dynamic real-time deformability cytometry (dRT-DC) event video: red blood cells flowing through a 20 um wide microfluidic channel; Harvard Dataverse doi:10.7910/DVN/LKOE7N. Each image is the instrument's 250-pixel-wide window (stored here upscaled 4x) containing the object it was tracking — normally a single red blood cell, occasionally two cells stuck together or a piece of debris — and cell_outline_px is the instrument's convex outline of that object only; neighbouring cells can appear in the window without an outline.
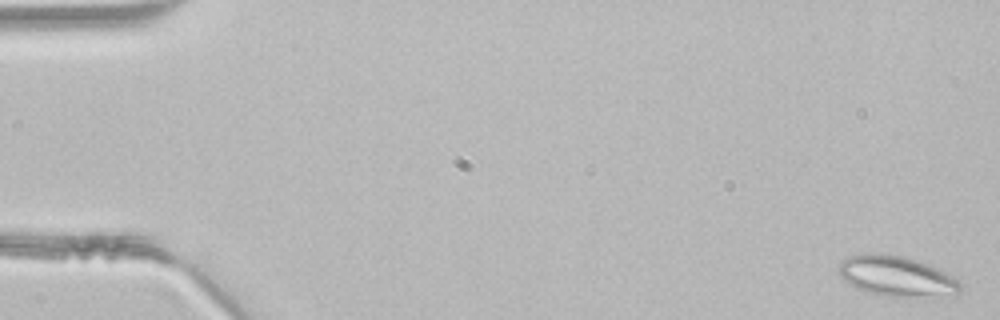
{"species": "common noctule bat (a hibernating species)", "species_latin": "Nyctalus noctula", "temperature_condition": "room temperature", "stored_images_in_passage": 46, "segment_of_instrument_passage": [1, 2], "camera_frame_rate_fps": 3000, "um_per_image_px": 0.085, "animal": {"sex": "male", "body_mass_g": 21.5, "forearm_length_mm": 52.0}, "frame": {"image": 1, "passage_image": 1, "time_ms": 0.0, "image_size_px": [1000, 320], "cell_outline_px": [[964, 284], [960, 292], [956, 296], [884, 296], [868, 292], [856, 288], [844, 280], [840, 276], [836, 268], [840, 260], [848, 256], [868, 252], [880, 252], [900, 256], [936, 268], [952, 276]], "centroid_in_image_um": [76.18, 23.48], "position_along_channel_um": 8.8, "area_um2": 28.78}}
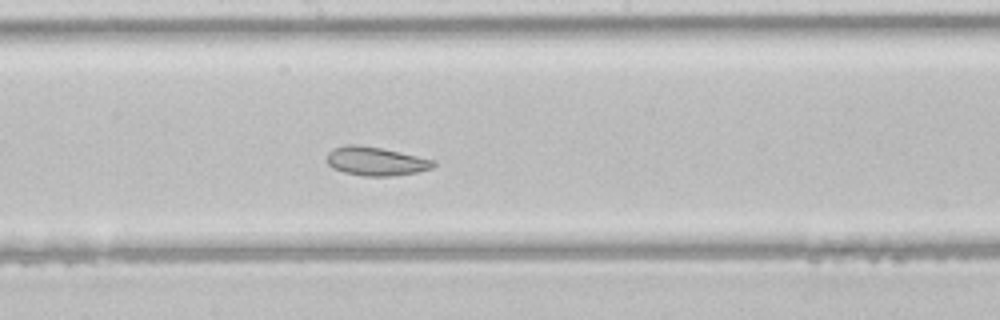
{"frame": {"image": 2, "passage_image": 25, "time_ms": 8.0, "image_size_px": [1000, 320], "cell_outline_px": [[436, 164], [432, 168], [416, 172], [392, 176], [364, 176], [344, 172], [332, 168], [328, 164], [328, 152], [332, 148], [344, 144], [356, 144], [380, 148], [436, 160]], "centroid_in_image_um": [31.93, 13.7], "position_along_channel_um": 216.3, "area_um2": 17.8}}
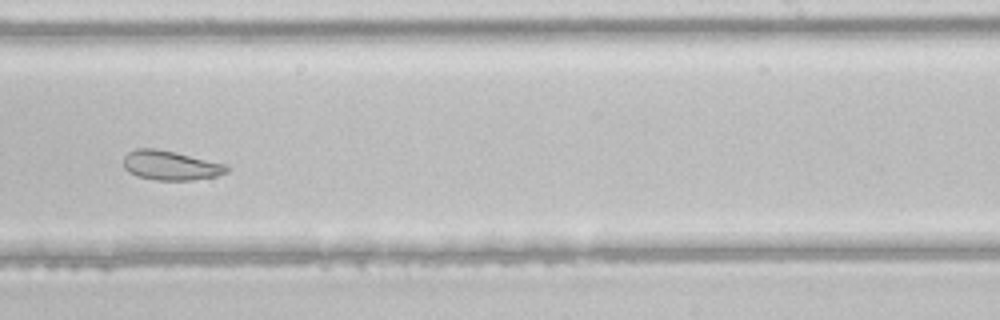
{"frame": {"image": 3, "passage_image": 29, "time_ms": 9.333, "image_size_px": [1000, 320], "cell_outline_px": [[228, 172], [216, 176], [192, 180], [156, 180], [140, 176], [128, 172], [124, 168], [124, 156], [128, 152], [136, 148], [156, 148], [176, 152], [228, 164]], "centroid_in_image_um": [14.52, 14.05], "position_along_channel_um": 274.5, "area_um2": 17.8}}